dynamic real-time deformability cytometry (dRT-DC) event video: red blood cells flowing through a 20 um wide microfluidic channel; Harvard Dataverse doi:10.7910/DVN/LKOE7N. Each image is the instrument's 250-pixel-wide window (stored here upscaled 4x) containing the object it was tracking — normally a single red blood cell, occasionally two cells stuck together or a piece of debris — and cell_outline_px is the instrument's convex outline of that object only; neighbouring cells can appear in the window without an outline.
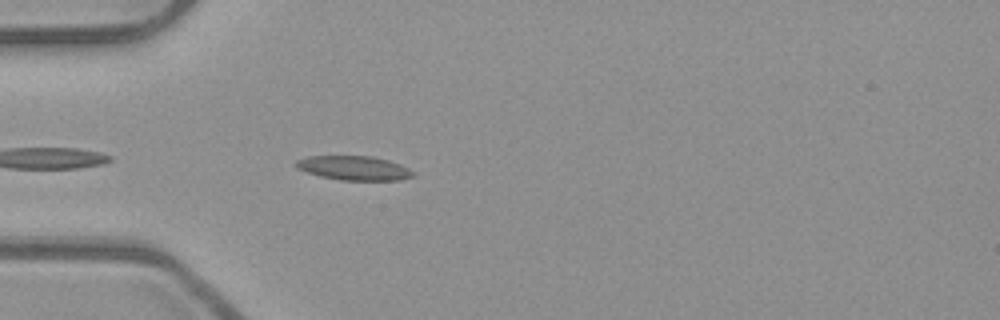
{"species": "common noctule bat (a hibernating species)", "species_latin": "Nyctalus noctula", "temperature_condition": "room temperature", "stored_images_in_passage": 7, "camera_frame_rate_fps": 3000, "um_per_image_px": 0.085, "animal": {"sex": "male", "body_mass_g": 23.1, "forearm_length_mm": 52.7}, "frame": {"image": 1, "passage_image": 3, "time_ms": 0.667, "image_size_px": [1000, 320], "cell_outline_px": [[416, 176], [400, 180], [340, 180], [320, 176], [296, 168], [292, 164], [296, 160], [308, 156], [372, 156], [388, 160], [400, 164], [416, 172]], "centroid_in_image_um": [30.1, 14.28], "position_along_channel_um": 54.9, "area_um2": 16.7}}